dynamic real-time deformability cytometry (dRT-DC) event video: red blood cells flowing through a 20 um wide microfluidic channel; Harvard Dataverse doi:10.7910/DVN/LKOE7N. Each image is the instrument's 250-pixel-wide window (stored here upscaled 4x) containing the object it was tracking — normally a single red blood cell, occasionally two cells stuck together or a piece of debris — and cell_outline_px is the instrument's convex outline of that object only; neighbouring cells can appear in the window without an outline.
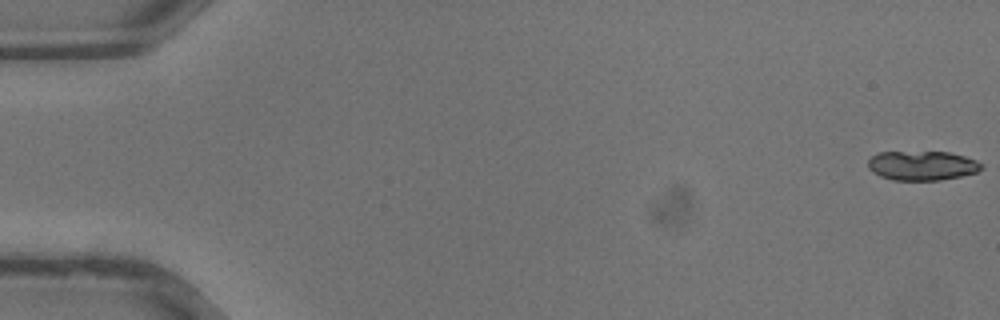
{"species": "common noctule bat (a hibernating species)", "species_latin": "Nyctalus noctula", "temperature_condition": "warm", "stored_images_in_passage": 36, "camera_frame_rate_fps": 3000, "um_per_image_px": 0.085, "animal": {"sex": "male", "body_mass_g": 13.3}, "frame": {"image": 1, "passage_image": 1, "time_ms": 0.0, "image_size_px": [1000, 320], "cell_outline_px": [[984, 168], [976, 172], [960, 176], [940, 180], [892, 180], [880, 176], [872, 172], [868, 168], [868, 160], [872, 156], [880, 152], [948, 152], [964, 156], [976, 160], [984, 164]], "centroid_in_image_um": [78.38, 14.08], "position_along_channel_um": 6.6, "area_um2": 19.48}}
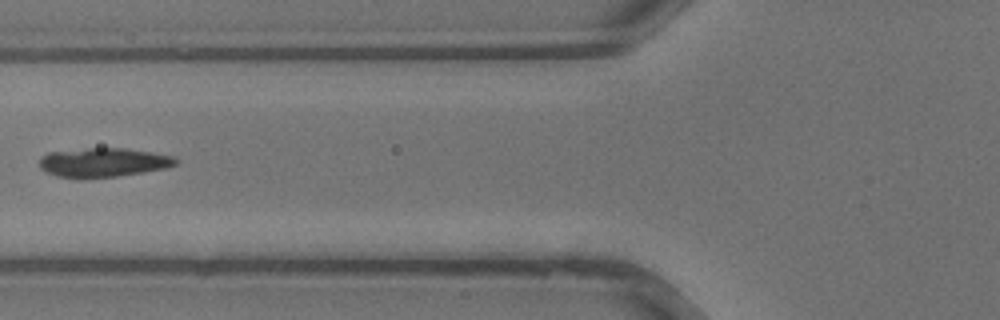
{"frame": {"image": 2, "passage_image": 15, "time_ms": 4.667, "image_size_px": [1000, 320], "cell_outline_px": [[180, 160], [176, 164], [168, 168], [144, 172], [116, 176], [76, 180], [56, 176], [44, 172], [40, 168], [40, 156], [48, 152], [88, 148], [124, 148], [152, 152], [176, 156]], "centroid_in_image_um": [8.77, 13.82], "position_along_channel_um": 117.0, "area_um2": 23.76}}
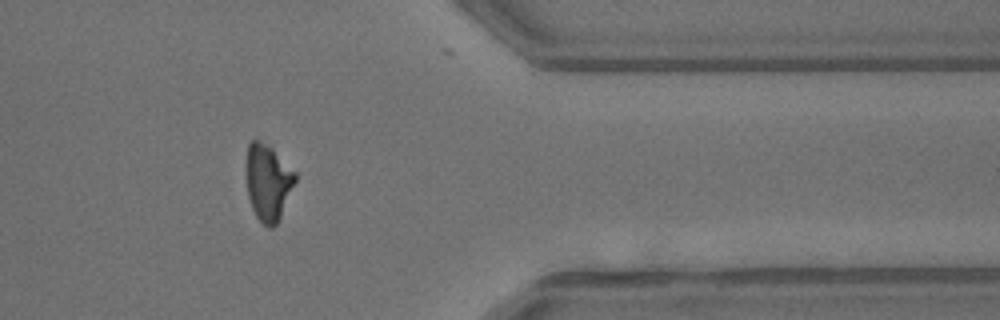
{"frame": {"image": 3, "passage_image": 30, "time_ms": 9.667, "image_size_px": [1000, 320], "cell_outline_px": [[296, 180], [280, 216], [276, 224], [272, 228], [268, 228], [256, 216], [252, 208], [248, 196], [248, 144], [252, 140], [256, 140], [272, 148], [296, 172]], "centroid_in_image_um": [22.81, 15.51], "position_along_channel_um": 388.6, "area_um2": 21.04}}